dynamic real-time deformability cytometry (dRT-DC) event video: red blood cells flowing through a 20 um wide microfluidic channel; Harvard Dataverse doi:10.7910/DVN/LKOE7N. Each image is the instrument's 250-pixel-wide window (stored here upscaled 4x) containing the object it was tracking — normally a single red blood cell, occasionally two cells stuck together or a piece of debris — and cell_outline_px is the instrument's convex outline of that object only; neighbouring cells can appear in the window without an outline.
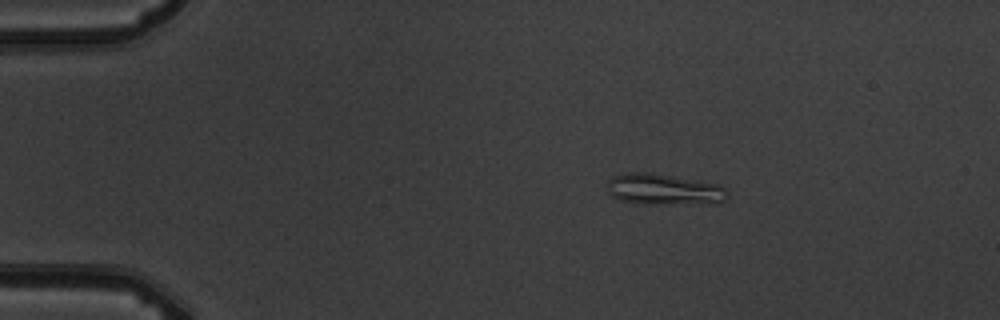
{"species": "common noctule bat (a hibernating species)", "species_latin": "Nyctalus noctula", "temperature_condition": "warm", "stored_images_in_passage": 3, "camera_frame_rate_fps": 3000, "um_per_image_px": 0.085, "animal": {"sex": "male", "body_mass_g": 19.5, "forearm_length_mm": 54.6}, "frame": {"image": 1, "passage_image": 1, "time_ms": 0.0, "image_size_px": [1000, 320], "cell_outline_px": [[728, 196], [720, 204], [644, 204], [620, 200], [612, 196], [608, 192], [608, 180], [612, 176], [624, 172], [652, 172], [720, 184], [724, 188]], "centroid_in_image_um": [56.45, 16.1], "position_along_channel_um": 28.6, "area_um2": 22.25}}